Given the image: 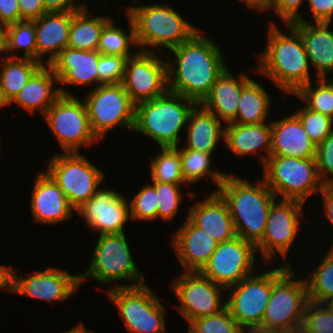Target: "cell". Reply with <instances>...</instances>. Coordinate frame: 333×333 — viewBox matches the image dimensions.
I'll return each instance as SVG.
<instances>
[{"label": "cell", "instance_id": "obj_1", "mask_svg": "<svg viewBox=\"0 0 333 333\" xmlns=\"http://www.w3.org/2000/svg\"><path fill=\"white\" fill-rule=\"evenodd\" d=\"M197 31L189 40L170 49L177 62H167L168 90L200 104L227 68L223 55L210 38Z\"/></svg>", "mask_w": 333, "mask_h": 333}, {"label": "cell", "instance_id": "obj_2", "mask_svg": "<svg viewBox=\"0 0 333 333\" xmlns=\"http://www.w3.org/2000/svg\"><path fill=\"white\" fill-rule=\"evenodd\" d=\"M290 33L284 34L275 24L269 26L268 42L260 55L257 71L277 84L285 93L295 94L311 82L310 62L299 31L286 24Z\"/></svg>", "mask_w": 333, "mask_h": 333}, {"label": "cell", "instance_id": "obj_3", "mask_svg": "<svg viewBox=\"0 0 333 333\" xmlns=\"http://www.w3.org/2000/svg\"><path fill=\"white\" fill-rule=\"evenodd\" d=\"M250 183L227 174L216 191L228 205L237 236L256 246L263 238L270 207L277 198L263 178L257 185Z\"/></svg>", "mask_w": 333, "mask_h": 333}, {"label": "cell", "instance_id": "obj_4", "mask_svg": "<svg viewBox=\"0 0 333 333\" xmlns=\"http://www.w3.org/2000/svg\"><path fill=\"white\" fill-rule=\"evenodd\" d=\"M291 263L272 269V292L266 307L262 329L280 333L301 330L309 302L306 280H294Z\"/></svg>", "mask_w": 333, "mask_h": 333}, {"label": "cell", "instance_id": "obj_5", "mask_svg": "<svg viewBox=\"0 0 333 333\" xmlns=\"http://www.w3.org/2000/svg\"><path fill=\"white\" fill-rule=\"evenodd\" d=\"M196 104L168 90L162 96L135 105L133 131L146 135L160 147H176L179 132L187 126L189 114Z\"/></svg>", "mask_w": 333, "mask_h": 333}, {"label": "cell", "instance_id": "obj_6", "mask_svg": "<svg viewBox=\"0 0 333 333\" xmlns=\"http://www.w3.org/2000/svg\"><path fill=\"white\" fill-rule=\"evenodd\" d=\"M127 16L134 23L136 43L141 51H153L148 48L152 46L170 50L200 30L165 4L130 6Z\"/></svg>", "mask_w": 333, "mask_h": 333}, {"label": "cell", "instance_id": "obj_7", "mask_svg": "<svg viewBox=\"0 0 333 333\" xmlns=\"http://www.w3.org/2000/svg\"><path fill=\"white\" fill-rule=\"evenodd\" d=\"M263 179L276 197L306 203L310 195L321 192V180L315 158L270 156L263 165Z\"/></svg>", "mask_w": 333, "mask_h": 333}, {"label": "cell", "instance_id": "obj_8", "mask_svg": "<svg viewBox=\"0 0 333 333\" xmlns=\"http://www.w3.org/2000/svg\"><path fill=\"white\" fill-rule=\"evenodd\" d=\"M125 233L100 234L94 248L90 266L79 273L80 285L86 278H93L100 283L133 280V285H117L115 287H134L144 283L138 266L132 259Z\"/></svg>", "mask_w": 333, "mask_h": 333}, {"label": "cell", "instance_id": "obj_9", "mask_svg": "<svg viewBox=\"0 0 333 333\" xmlns=\"http://www.w3.org/2000/svg\"><path fill=\"white\" fill-rule=\"evenodd\" d=\"M76 210L99 189L104 173L79 152L54 155L46 171Z\"/></svg>", "mask_w": 333, "mask_h": 333}, {"label": "cell", "instance_id": "obj_10", "mask_svg": "<svg viewBox=\"0 0 333 333\" xmlns=\"http://www.w3.org/2000/svg\"><path fill=\"white\" fill-rule=\"evenodd\" d=\"M108 296L115 303L126 330L133 333H166L165 310L146 284L113 287Z\"/></svg>", "mask_w": 333, "mask_h": 333}, {"label": "cell", "instance_id": "obj_11", "mask_svg": "<svg viewBox=\"0 0 333 333\" xmlns=\"http://www.w3.org/2000/svg\"><path fill=\"white\" fill-rule=\"evenodd\" d=\"M84 103L91 129L99 140L117 125L133 130L135 104L122 83L94 87L87 94Z\"/></svg>", "mask_w": 333, "mask_h": 333}, {"label": "cell", "instance_id": "obj_12", "mask_svg": "<svg viewBox=\"0 0 333 333\" xmlns=\"http://www.w3.org/2000/svg\"><path fill=\"white\" fill-rule=\"evenodd\" d=\"M65 153L78 152L99 139L93 133L85 103L74 95H60L43 115Z\"/></svg>", "mask_w": 333, "mask_h": 333}, {"label": "cell", "instance_id": "obj_13", "mask_svg": "<svg viewBox=\"0 0 333 333\" xmlns=\"http://www.w3.org/2000/svg\"><path fill=\"white\" fill-rule=\"evenodd\" d=\"M256 246L236 236L218 243L208 262L199 271L213 282L228 288L254 274Z\"/></svg>", "mask_w": 333, "mask_h": 333}, {"label": "cell", "instance_id": "obj_14", "mask_svg": "<svg viewBox=\"0 0 333 333\" xmlns=\"http://www.w3.org/2000/svg\"><path fill=\"white\" fill-rule=\"evenodd\" d=\"M226 307L242 329H262L263 316L272 292V269L252 274L232 285Z\"/></svg>", "mask_w": 333, "mask_h": 333}, {"label": "cell", "instance_id": "obj_15", "mask_svg": "<svg viewBox=\"0 0 333 333\" xmlns=\"http://www.w3.org/2000/svg\"><path fill=\"white\" fill-rule=\"evenodd\" d=\"M134 53L127 59L122 84L137 105L165 94L168 75L167 61L160 59L154 51L137 50Z\"/></svg>", "mask_w": 333, "mask_h": 333}, {"label": "cell", "instance_id": "obj_16", "mask_svg": "<svg viewBox=\"0 0 333 333\" xmlns=\"http://www.w3.org/2000/svg\"><path fill=\"white\" fill-rule=\"evenodd\" d=\"M180 300L177 309L190 323L192 320L216 314L226 307L221 302L225 287L213 282L198 271L182 272L171 284Z\"/></svg>", "mask_w": 333, "mask_h": 333}, {"label": "cell", "instance_id": "obj_17", "mask_svg": "<svg viewBox=\"0 0 333 333\" xmlns=\"http://www.w3.org/2000/svg\"><path fill=\"white\" fill-rule=\"evenodd\" d=\"M304 203L295 200H278L270 207L265 232L256 245L264 261L268 262L279 252L285 259L291 244L301 229L299 217L303 215Z\"/></svg>", "mask_w": 333, "mask_h": 333}, {"label": "cell", "instance_id": "obj_18", "mask_svg": "<svg viewBox=\"0 0 333 333\" xmlns=\"http://www.w3.org/2000/svg\"><path fill=\"white\" fill-rule=\"evenodd\" d=\"M86 225L100 234L124 233V225L130 219L129 203L115 190L99 189L76 210Z\"/></svg>", "mask_w": 333, "mask_h": 333}, {"label": "cell", "instance_id": "obj_19", "mask_svg": "<svg viewBox=\"0 0 333 333\" xmlns=\"http://www.w3.org/2000/svg\"><path fill=\"white\" fill-rule=\"evenodd\" d=\"M79 286V274L71 275L66 270L56 268L35 271L27 278L14 274L15 293L46 302L67 300Z\"/></svg>", "mask_w": 333, "mask_h": 333}, {"label": "cell", "instance_id": "obj_20", "mask_svg": "<svg viewBox=\"0 0 333 333\" xmlns=\"http://www.w3.org/2000/svg\"><path fill=\"white\" fill-rule=\"evenodd\" d=\"M31 196V212L35 222L62 223L72 218L75 210L64 191L46 171H39Z\"/></svg>", "mask_w": 333, "mask_h": 333}, {"label": "cell", "instance_id": "obj_21", "mask_svg": "<svg viewBox=\"0 0 333 333\" xmlns=\"http://www.w3.org/2000/svg\"><path fill=\"white\" fill-rule=\"evenodd\" d=\"M172 234V246L186 271H200L217 248L218 242L188 218Z\"/></svg>", "mask_w": 333, "mask_h": 333}, {"label": "cell", "instance_id": "obj_22", "mask_svg": "<svg viewBox=\"0 0 333 333\" xmlns=\"http://www.w3.org/2000/svg\"><path fill=\"white\" fill-rule=\"evenodd\" d=\"M188 212L187 218L195 226L205 230L218 243L237 236L228 205L217 191L210 193L201 202L194 203Z\"/></svg>", "mask_w": 333, "mask_h": 333}, {"label": "cell", "instance_id": "obj_23", "mask_svg": "<svg viewBox=\"0 0 333 333\" xmlns=\"http://www.w3.org/2000/svg\"><path fill=\"white\" fill-rule=\"evenodd\" d=\"M98 50L86 51L66 47L48 65L52 68L61 85L97 84Z\"/></svg>", "mask_w": 333, "mask_h": 333}, {"label": "cell", "instance_id": "obj_24", "mask_svg": "<svg viewBox=\"0 0 333 333\" xmlns=\"http://www.w3.org/2000/svg\"><path fill=\"white\" fill-rule=\"evenodd\" d=\"M270 156L315 158L316 145L310 140L299 118L293 113L272 121Z\"/></svg>", "mask_w": 333, "mask_h": 333}, {"label": "cell", "instance_id": "obj_25", "mask_svg": "<svg viewBox=\"0 0 333 333\" xmlns=\"http://www.w3.org/2000/svg\"><path fill=\"white\" fill-rule=\"evenodd\" d=\"M73 12H46L34 21L37 61L43 65L51 61L68 46ZM50 53L48 59L41 60Z\"/></svg>", "mask_w": 333, "mask_h": 333}, {"label": "cell", "instance_id": "obj_26", "mask_svg": "<svg viewBox=\"0 0 333 333\" xmlns=\"http://www.w3.org/2000/svg\"><path fill=\"white\" fill-rule=\"evenodd\" d=\"M296 21L292 25L299 31L310 65L316 69L318 78H327L333 72V31L326 22Z\"/></svg>", "mask_w": 333, "mask_h": 333}, {"label": "cell", "instance_id": "obj_27", "mask_svg": "<svg viewBox=\"0 0 333 333\" xmlns=\"http://www.w3.org/2000/svg\"><path fill=\"white\" fill-rule=\"evenodd\" d=\"M55 81L58 84L57 77L52 68L48 64L42 65L30 77L28 82L14 97L10 104L17 103L22 107L23 111L26 110L30 113H33L38 109L43 116L61 94L73 95L66 89L60 87L53 89Z\"/></svg>", "mask_w": 333, "mask_h": 333}, {"label": "cell", "instance_id": "obj_28", "mask_svg": "<svg viewBox=\"0 0 333 333\" xmlns=\"http://www.w3.org/2000/svg\"><path fill=\"white\" fill-rule=\"evenodd\" d=\"M250 80L244 74L236 78L226 68L200 104L223 120L225 125L231 123L237 116L242 89Z\"/></svg>", "mask_w": 333, "mask_h": 333}, {"label": "cell", "instance_id": "obj_29", "mask_svg": "<svg viewBox=\"0 0 333 333\" xmlns=\"http://www.w3.org/2000/svg\"><path fill=\"white\" fill-rule=\"evenodd\" d=\"M272 123L238 124L228 123L225 126L224 143L238 156L256 154L264 149L266 156L260 157L264 165L271 154Z\"/></svg>", "mask_w": 333, "mask_h": 333}, {"label": "cell", "instance_id": "obj_30", "mask_svg": "<svg viewBox=\"0 0 333 333\" xmlns=\"http://www.w3.org/2000/svg\"><path fill=\"white\" fill-rule=\"evenodd\" d=\"M221 120L201 104H196L187 121V145L185 149L213 154L220 139L224 141L225 126ZM221 137V138H220Z\"/></svg>", "mask_w": 333, "mask_h": 333}, {"label": "cell", "instance_id": "obj_31", "mask_svg": "<svg viewBox=\"0 0 333 333\" xmlns=\"http://www.w3.org/2000/svg\"><path fill=\"white\" fill-rule=\"evenodd\" d=\"M87 8L74 11L67 47L86 51L97 50L101 31L111 18L109 16L90 18Z\"/></svg>", "mask_w": 333, "mask_h": 333}, {"label": "cell", "instance_id": "obj_32", "mask_svg": "<svg viewBox=\"0 0 333 333\" xmlns=\"http://www.w3.org/2000/svg\"><path fill=\"white\" fill-rule=\"evenodd\" d=\"M271 102V98L266 90L259 83L251 79L242 89L237 116L231 123H265Z\"/></svg>", "mask_w": 333, "mask_h": 333}, {"label": "cell", "instance_id": "obj_33", "mask_svg": "<svg viewBox=\"0 0 333 333\" xmlns=\"http://www.w3.org/2000/svg\"><path fill=\"white\" fill-rule=\"evenodd\" d=\"M1 60L0 85L10 103L43 64L31 58L19 57L17 53L13 57L4 56Z\"/></svg>", "mask_w": 333, "mask_h": 333}, {"label": "cell", "instance_id": "obj_34", "mask_svg": "<svg viewBox=\"0 0 333 333\" xmlns=\"http://www.w3.org/2000/svg\"><path fill=\"white\" fill-rule=\"evenodd\" d=\"M175 148L180 154L182 175L186 183L194 184L203 179L207 173L211 175L210 177L218 187L224 181L227 174L211 169L212 154L185 148L179 149L178 146Z\"/></svg>", "mask_w": 333, "mask_h": 333}, {"label": "cell", "instance_id": "obj_35", "mask_svg": "<svg viewBox=\"0 0 333 333\" xmlns=\"http://www.w3.org/2000/svg\"><path fill=\"white\" fill-rule=\"evenodd\" d=\"M312 272V273H311ZM309 273L307 279L308 298L314 303L323 304L333 298V246L324 254L321 263L314 271Z\"/></svg>", "mask_w": 333, "mask_h": 333}, {"label": "cell", "instance_id": "obj_36", "mask_svg": "<svg viewBox=\"0 0 333 333\" xmlns=\"http://www.w3.org/2000/svg\"><path fill=\"white\" fill-rule=\"evenodd\" d=\"M129 20V34L124 30L114 26L113 20H110L102 29L99 39L97 50L101 54L106 55H119V56H133L130 54V46L136 45L135 27L132 19L128 16Z\"/></svg>", "mask_w": 333, "mask_h": 333}, {"label": "cell", "instance_id": "obj_37", "mask_svg": "<svg viewBox=\"0 0 333 333\" xmlns=\"http://www.w3.org/2000/svg\"><path fill=\"white\" fill-rule=\"evenodd\" d=\"M315 88L312 81L303 85L294 95L300 97L306 106L333 119V78H317Z\"/></svg>", "mask_w": 333, "mask_h": 333}, {"label": "cell", "instance_id": "obj_38", "mask_svg": "<svg viewBox=\"0 0 333 333\" xmlns=\"http://www.w3.org/2000/svg\"><path fill=\"white\" fill-rule=\"evenodd\" d=\"M162 153L151 160L152 182L186 184L181 170L179 151L175 147H161Z\"/></svg>", "mask_w": 333, "mask_h": 333}, {"label": "cell", "instance_id": "obj_39", "mask_svg": "<svg viewBox=\"0 0 333 333\" xmlns=\"http://www.w3.org/2000/svg\"><path fill=\"white\" fill-rule=\"evenodd\" d=\"M7 52L24 50L21 57L37 61L36 32L34 21L22 20L6 26Z\"/></svg>", "mask_w": 333, "mask_h": 333}, {"label": "cell", "instance_id": "obj_40", "mask_svg": "<svg viewBox=\"0 0 333 333\" xmlns=\"http://www.w3.org/2000/svg\"><path fill=\"white\" fill-rule=\"evenodd\" d=\"M188 327L195 333H241L242 331L227 307L216 314L192 320Z\"/></svg>", "mask_w": 333, "mask_h": 333}, {"label": "cell", "instance_id": "obj_41", "mask_svg": "<svg viewBox=\"0 0 333 333\" xmlns=\"http://www.w3.org/2000/svg\"><path fill=\"white\" fill-rule=\"evenodd\" d=\"M294 114L299 118L310 140L316 146L333 131L332 118L313 111L307 106L304 109L302 107V110L300 109L294 112Z\"/></svg>", "mask_w": 333, "mask_h": 333}, {"label": "cell", "instance_id": "obj_42", "mask_svg": "<svg viewBox=\"0 0 333 333\" xmlns=\"http://www.w3.org/2000/svg\"><path fill=\"white\" fill-rule=\"evenodd\" d=\"M158 194L150 183L144 186L129 203L131 220L157 219Z\"/></svg>", "mask_w": 333, "mask_h": 333}, {"label": "cell", "instance_id": "obj_43", "mask_svg": "<svg viewBox=\"0 0 333 333\" xmlns=\"http://www.w3.org/2000/svg\"><path fill=\"white\" fill-rule=\"evenodd\" d=\"M158 194L157 218L170 221L178 213L182 194L180 186L183 184H173L167 182H153L152 184Z\"/></svg>", "mask_w": 333, "mask_h": 333}, {"label": "cell", "instance_id": "obj_44", "mask_svg": "<svg viewBox=\"0 0 333 333\" xmlns=\"http://www.w3.org/2000/svg\"><path fill=\"white\" fill-rule=\"evenodd\" d=\"M303 333H333V313L324 305L309 301L301 327Z\"/></svg>", "mask_w": 333, "mask_h": 333}, {"label": "cell", "instance_id": "obj_45", "mask_svg": "<svg viewBox=\"0 0 333 333\" xmlns=\"http://www.w3.org/2000/svg\"><path fill=\"white\" fill-rule=\"evenodd\" d=\"M130 56L100 54L97 64L98 86L122 83L126 62Z\"/></svg>", "mask_w": 333, "mask_h": 333}, {"label": "cell", "instance_id": "obj_46", "mask_svg": "<svg viewBox=\"0 0 333 333\" xmlns=\"http://www.w3.org/2000/svg\"><path fill=\"white\" fill-rule=\"evenodd\" d=\"M316 165L319 176L325 184H333V131L316 146ZM328 174V175H327Z\"/></svg>", "mask_w": 333, "mask_h": 333}, {"label": "cell", "instance_id": "obj_47", "mask_svg": "<svg viewBox=\"0 0 333 333\" xmlns=\"http://www.w3.org/2000/svg\"><path fill=\"white\" fill-rule=\"evenodd\" d=\"M305 0H272L271 3L263 10L273 9L276 15L286 24H292L296 21H303L304 18L299 13Z\"/></svg>", "mask_w": 333, "mask_h": 333}, {"label": "cell", "instance_id": "obj_48", "mask_svg": "<svg viewBox=\"0 0 333 333\" xmlns=\"http://www.w3.org/2000/svg\"><path fill=\"white\" fill-rule=\"evenodd\" d=\"M20 21H33L46 13L43 0H18Z\"/></svg>", "mask_w": 333, "mask_h": 333}, {"label": "cell", "instance_id": "obj_49", "mask_svg": "<svg viewBox=\"0 0 333 333\" xmlns=\"http://www.w3.org/2000/svg\"><path fill=\"white\" fill-rule=\"evenodd\" d=\"M314 22L330 23L333 17V0H307Z\"/></svg>", "mask_w": 333, "mask_h": 333}, {"label": "cell", "instance_id": "obj_50", "mask_svg": "<svg viewBox=\"0 0 333 333\" xmlns=\"http://www.w3.org/2000/svg\"><path fill=\"white\" fill-rule=\"evenodd\" d=\"M18 0H0V25L8 26L20 21Z\"/></svg>", "mask_w": 333, "mask_h": 333}, {"label": "cell", "instance_id": "obj_51", "mask_svg": "<svg viewBox=\"0 0 333 333\" xmlns=\"http://www.w3.org/2000/svg\"><path fill=\"white\" fill-rule=\"evenodd\" d=\"M77 0H43L46 12H73L86 8L83 4H75Z\"/></svg>", "mask_w": 333, "mask_h": 333}, {"label": "cell", "instance_id": "obj_52", "mask_svg": "<svg viewBox=\"0 0 333 333\" xmlns=\"http://www.w3.org/2000/svg\"><path fill=\"white\" fill-rule=\"evenodd\" d=\"M320 194H322L324 201V214L333 226V184H325ZM331 244H333V242Z\"/></svg>", "mask_w": 333, "mask_h": 333}, {"label": "cell", "instance_id": "obj_53", "mask_svg": "<svg viewBox=\"0 0 333 333\" xmlns=\"http://www.w3.org/2000/svg\"><path fill=\"white\" fill-rule=\"evenodd\" d=\"M12 266H1L0 265V289L6 288L9 291L14 292V271L11 269Z\"/></svg>", "mask_w": 333, "mask_h": 333}, {"label": "cell", "instance_id": "obj_54", "mask_svg": "<svg viewBox=\"0 0 333 333\" xmlns=\"http://www.w3.org/2000/svg\"><path fill=\"white\" fill-rule=\"evenodd\" d=\"M272 0H244L246 5L249 8L260 10L263 12V10L271 3Z\"/></svg>", "mask_w": 333, "mask_h": 333}, {"label": "cell", "instance_id": "obj_55", "mask_svg": "<svg viewBox=\"0 0 333 333\" xmlns=\"http://www.w3.org/2000/svg\"><path fill=\"white\" fill-rule=\"evenodd\" d=\"M7 52V32L6 26L0 25V54Z\"/></svg>", "mask_w": 333, "mask_h": 333}, {"label": "cell", "instance_id": "obj_56", "mask_svg": "<svg viewBox=\"0 0 333 333\" xmlns=\"http://www.w3.org/2000/svg\"><path fill=\"white\" fill-rule=\"evenodd\" d=\"M64 333H93L92 331H88L83 324L74 326L71 330Z\"/></svg>", "mask_w": 333, "mask_h": 333}, {"label": "cell", "instance_id": "obj_57", "mask_svg": "<svg viewBox=\"0 0 333 333\" xmlns=\"http://www.w3.org/2000/svg\"><path fill=\"white\" fill-rule=\"evenodd\" d=\"M241 333H280V332H272L260 328H253V329H242Z\"/></svg>", "mask_w": 333, "mask_h": 333}, {"label": "cell", "instance_id": "obj_58", "mask_svg": "<svg viewBox=\"0 0 333 333\" xmlns=\"http://www.w3.org/2000/svg\"><path fill=\"white\" fill-rule=\"evenodd\" d=\"M9 105H10V103L5 98L4 93H3V89H2V87L0 85V109H1V107L9 106Z\"/></svg>", "mask_w": 333, "mask_h": 333}, {"label": "cell", "instance_id": "obj_59", "mask_svg": "<svg viewBox=\"0 0 333 333\" xmlns=\"http://www.w3.org/2000/svg\"><path fill=\"white\" fill-rule=\"evenodd\" d=\"M333 313V298L323 303Z\"/></svg>", "mask_w": 333, "mask_h": 333}, {"label": "cell", "instance_id": "obj_60", "mask_svg": "<svg viewBox=\"0 0 333 333\" xmlns=\"http://www.w3.org/2000/svg\"><path fill=\"white\" fill-rule=\"evenodd\" d=\"M187 333H195V332H193L190 328H188V332Z\"/></svg>", "mask_w": 333, "mask_h": 333}]
</instances>
